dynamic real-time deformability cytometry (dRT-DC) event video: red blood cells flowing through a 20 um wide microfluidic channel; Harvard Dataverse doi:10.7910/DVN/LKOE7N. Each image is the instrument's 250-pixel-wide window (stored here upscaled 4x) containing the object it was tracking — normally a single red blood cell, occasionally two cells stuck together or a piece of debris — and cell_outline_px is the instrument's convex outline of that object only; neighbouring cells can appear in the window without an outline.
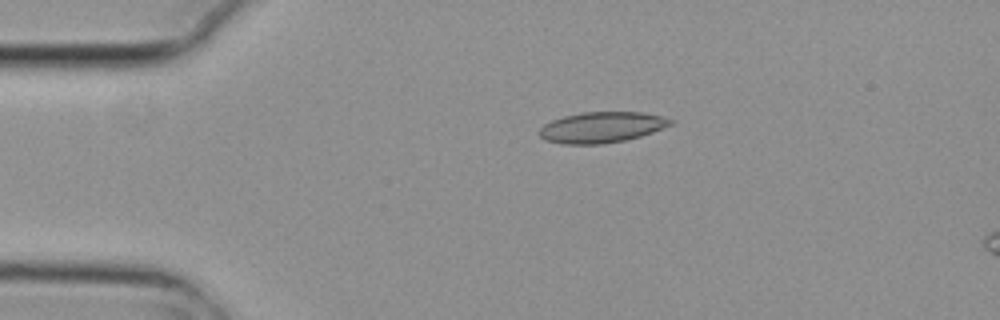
{"species": "common noctule bat (a hibernating species)", "species_latin": "Nyctalus noctula", "temperature_condition": "cold", "stored_images_in_passage": 5, "camera_frame_rate_fps": 3000, "um_per_image_px": 0.085, "animal": {"sex": "female", "body_mass_g": 29.2, "forearm_length_mm": 56.3}, "frame": {"image": 1, "passage_image": 3, "time_ms": 0.667, "image_size_px": [1000, 320], "cell_outline_px": [[676, 120], [672, 124], [652, 132], [640, 136], [624, 140], [604, 144], [564, 144], [544, 140], [540, 136], [540, 128], [544, 124], [552, 120], [564, 116], [580, 112], [640, 112], [660, 116]], "centroid_in_image_um": [51.13, 10.82], "position_along_channel_um": 33.9, "area_um2": 23.47}}